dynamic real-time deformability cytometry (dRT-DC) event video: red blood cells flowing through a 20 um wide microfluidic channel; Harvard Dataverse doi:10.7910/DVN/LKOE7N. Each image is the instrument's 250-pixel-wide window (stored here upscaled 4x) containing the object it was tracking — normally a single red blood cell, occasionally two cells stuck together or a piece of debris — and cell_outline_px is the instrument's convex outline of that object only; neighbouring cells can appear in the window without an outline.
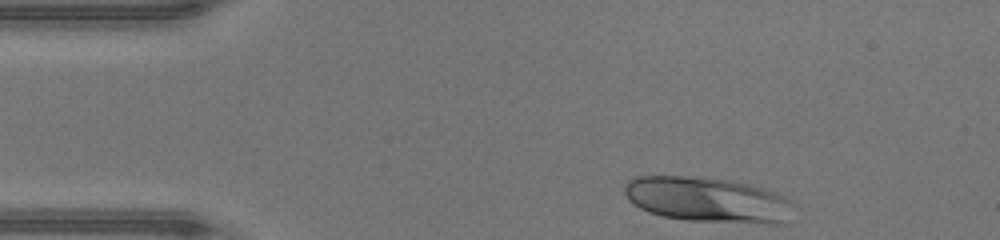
{"species": "human", "species_latin": "Homo sapiens", "temperature_condition": "warm", "stored_images_in_passage": 32, "camera_frame_rate_fps": 3000, "um_per_image_px": 0.085, "donor": {"sex": "male"}, "frame": {"image": 1, "passage_image": 1, "time_ms": 0.0, "image_size_px": [1000, 240], "cell_outline_px": [[796, 204], [784, 224], [768, 224], [688, 220], [664, 216], [648, 212], [632, 204], [628, 200], [624, 192], [624, 184], [628, 180], [636, 176], [684, 176], [732, 180], [748, 184], [776, 192], [792, 200]], "centroid_in_image_um": [60.17, 16.98], "position_along_channel_um": 24.8, "area_um2": 44.97}}
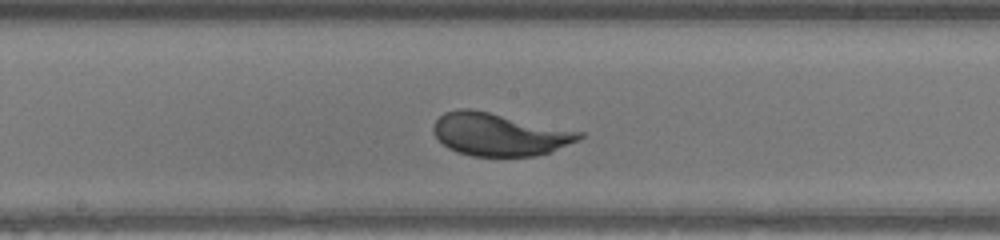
{"frame": {"image": 2, "passage_image": 18, "time_ms": 5.667, "image_size_px": [1000, 240], "cell_outline_px": [[584, 136], [576, 140], [548, 152], [536, 156], [472, 156], [456, 152], [448, 148], [432, 132], [432, 124], [444, 112], [460, 108], [468, 108], [488, 112], [584, 132]], "centroid_in_image_um": [42.38, 11.42], "position_along_channel_um": 205.8, "area_um2": 35.95}}
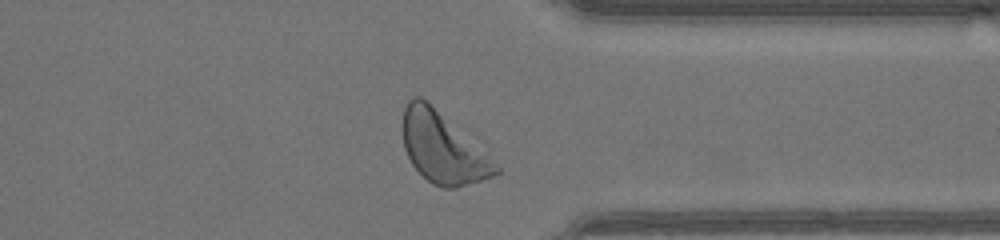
{"frame": {"image": 3, "passage_image": 30, "time_ms": 9.667, "image_size_px": [1000, 240], "cell_outline_px": [[500, 172], [492, 176], [456, 188], [444, 188], [432, 184], [412, 164], [404, 148], [400, 128], [404, 108], [408, 100], [412, 96], [420, 96], [488, 152], [500, 168]], "centroid_in_image_um": [37.62, 12.56], "position_along_channel_um": 373.8, "area_um2": 38.38}, "authors_computed_cell_mechanics": {"area_um2": 37.1943, "velocity_mm_per_s": 4.3353, "shape_relaxation_time_tau1_ms": 1.7459, "shape_relaxation_time_tau2_ms": null, "deformation_change_tau1": 0.1831, "deformation_change_tau2": null}}